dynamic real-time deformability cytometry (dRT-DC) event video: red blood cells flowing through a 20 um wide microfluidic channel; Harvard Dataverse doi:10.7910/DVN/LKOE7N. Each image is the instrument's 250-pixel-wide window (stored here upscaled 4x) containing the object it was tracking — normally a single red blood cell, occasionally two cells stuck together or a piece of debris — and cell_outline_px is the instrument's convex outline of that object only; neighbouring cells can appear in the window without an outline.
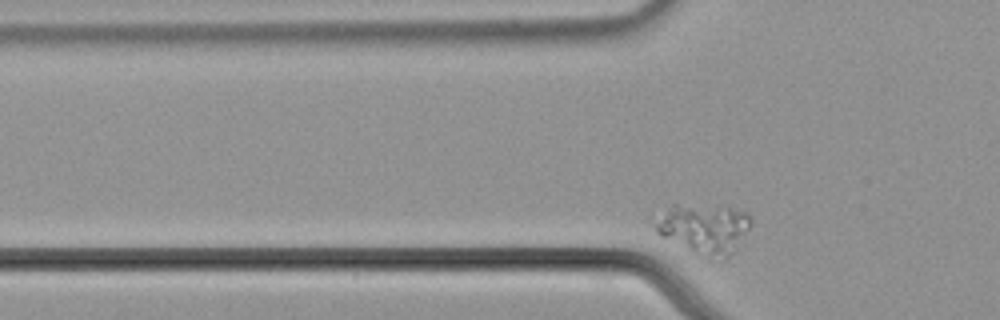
{"species": "common noctule bat (a hibernating species)", "species_latin": "Nyctalus noctula", "temperature_condition": "cold", "stored_images_in_passage": 43, "camera_frame_rate_fps": 3000, "um_per_image_px": 0.085, "animal": {"sex": "male", "body_mass_g": 21.5, "forearm_length_mm": 52.0}, "frame": {"image": 1, "passage_image": 12, "time_ms": 3.667, "image_size_px": [1000, 320], "cell_outline_px": [[752, 220], [748, 228], [732, 252], [724, 260], [660, 236], [656, 232], [656, 224], [668, 208], [672, 204], [676, 204], [728, 208], [748, 212]], "centroid_in_image_um": [59.89, 19.38], "position_along_channel_um": 65.9, "area_um2": 25.89}}
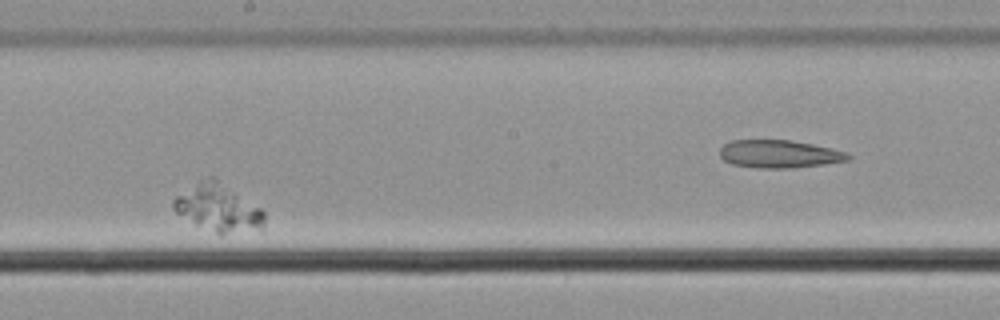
{"frame": {"image": 2, "passage_image": 28, "time_ms": 9.0, "image_size_px": [1000, 320], "cell_outline_px": [[264, 228], [260, 232], [220, 236], [196, 224], [176, 212], [172, 208], [172, 200], [176, 196], [200, 180], [208, 176], [212, 176], [260, 208], [264, 212]], "centroid_in_image_um": [18.6, 17.74], "position_along_channel_um": 229.6, "area_um2": 25.37}}
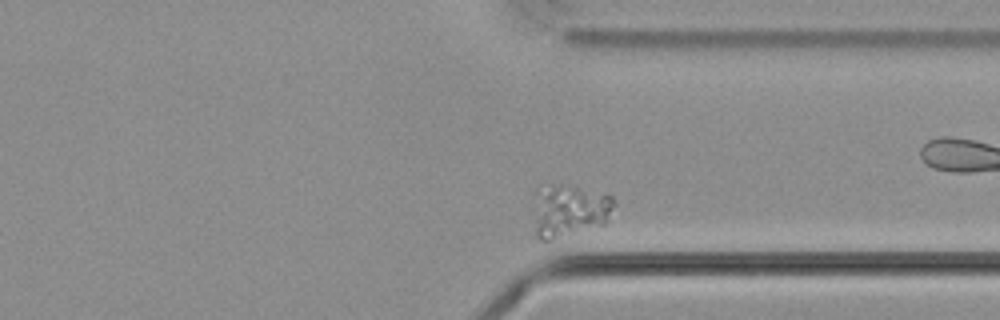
{"frame": {"image": 3, "passage_image": 40, "time_ms": 13.0, "image_size_px": [1000, 320], "cell_outline_px": [[616, 204], [604, 224], [548, 240], [540, 240], [536, 236], [532, 208], [532, 192], [552, 184], [572, 184], [612, 196], [616, 200]], "centroid_in_image_um": [48.33, 17.85], "position_along_channel_um": 363.1, "area_um2": 25.2}}